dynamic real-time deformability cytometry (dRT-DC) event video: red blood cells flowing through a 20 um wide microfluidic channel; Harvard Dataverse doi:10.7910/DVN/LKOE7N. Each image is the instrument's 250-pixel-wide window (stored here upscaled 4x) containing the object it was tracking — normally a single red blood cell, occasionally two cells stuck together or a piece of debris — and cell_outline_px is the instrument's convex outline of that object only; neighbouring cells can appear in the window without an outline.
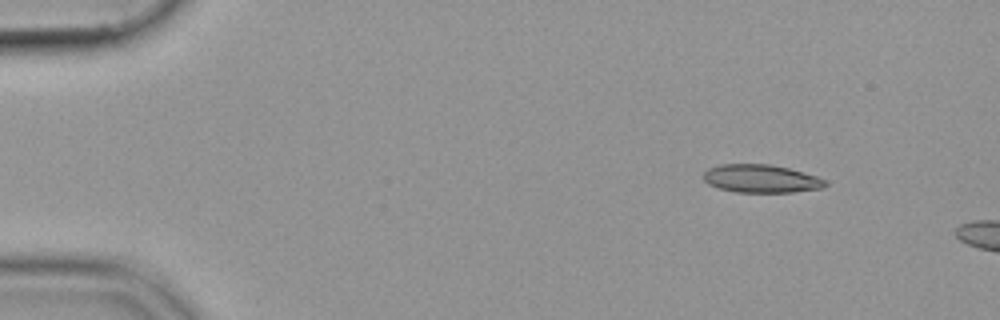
{"species": "common noctule bat (a hibernating species)", "species_latin": "Nyctalus noctula", "temperature_condition": "cold", "stored_images_in_passage": 47, "camera_frame_rate_fps": 3000, "um_per_image_px": 0.085, "animal": {"sex": "female", "body_mass_g": 19.9}, "frame": {"image": 1, "passage_image": 1, "time_ms": 0.0, "image_size_px": [1000, 320], "cell_outline_px": [[828, 184], [820, 188], [792, 192], [736, 192], [720, 188], [708, 184], [704, 180], [704, 172], [708, 168], [720, 164], [772, 164], [788, 168], [816, 176], [828, 180]], "centroid_in_image_um": [64.69, 15.18], "position_along_channel_um": 20.3, "area_um2": 19.88}}
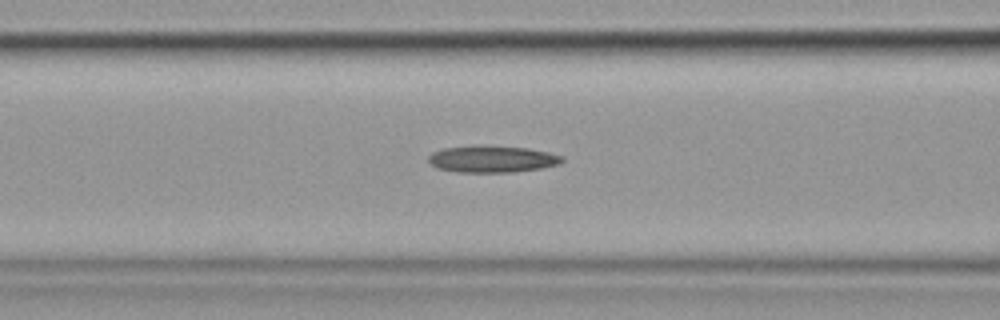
{"frame": {"image": 2, "passage_image": 17, "time_ms": 5.333, "image_size_px": [1000, 320], "cell_outline_px": [[564, 160], [560, 164], [540, 168], [516, 172], [456, 172], [436, 168], [428, 160], [428, 156], [432, 152], [444, 148], [476, 144], [480, 144], [528, 148], [548, 152], [564, 156]], "centroid_in_image_um": [41.83, 13.5], "position_along_channel_um": 124.8, "area_um2": 21.27}}
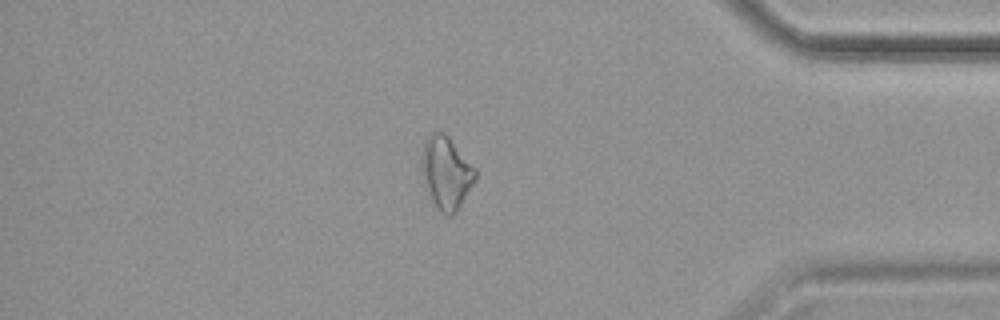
{"frame": {"image": 3, "passage_image": 41, "time_ms": 13.333, "image_size_px": [1000, 320], "cell_outline_px": [[476, 180], [456, 212], [452, 216], [444, 216], [440, 212], [432, 200], [420, 164], [420, 160], [424, 140], [432, 132], [444, 132], [448, 136], [476, 168]], "centroid_in_image_um": [37.94, 14.67], "position_along_channel_um": 397.3, "area_um2": 22.6}}